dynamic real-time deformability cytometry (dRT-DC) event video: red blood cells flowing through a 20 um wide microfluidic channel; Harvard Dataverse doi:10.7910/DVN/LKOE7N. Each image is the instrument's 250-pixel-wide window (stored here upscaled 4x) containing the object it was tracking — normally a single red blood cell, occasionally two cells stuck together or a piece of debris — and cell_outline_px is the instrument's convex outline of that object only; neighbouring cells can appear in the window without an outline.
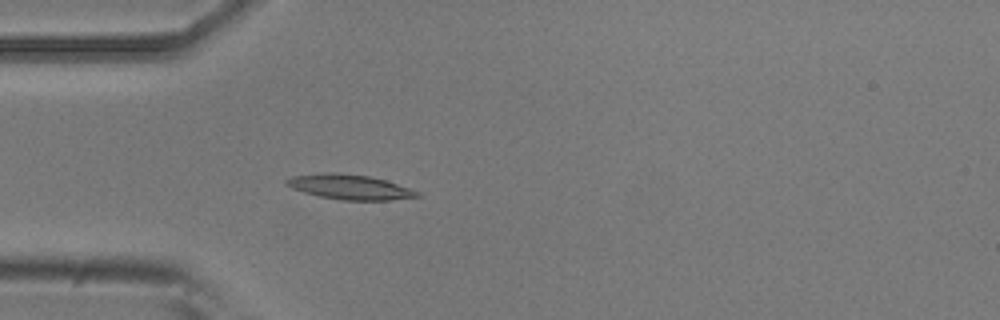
{"species": "common noctule bat (a hibernating species)", "species_latin": "Nyctalus noctula", "temperature_condition": "room temperature", "stored_images_in_passage": 4, "camera_frame_rate_fps": 3000, "um_per_image_px": 0.085, "animal": {"sex": "male", "body_mass_g": 20.5, "forearm_length_mm": 52.5}, "frame": {"image": 1, "passage_image": 4, "time_ms": 1.0, "image_size_px": [1000, 320], "cell_outline_px": [[420, 196], [388, 200], [340, 200], [320, 196], [304, 192], [292, 188], [284, 184], [284, 180], [292, 176], [328, 172], [336, 172], [368, 176], [384, 180], [420, 192]], "centroid_in_image_um": [29.67, 15.89], "position_along_channel_um": 55.3, "area_um2": 18.73}}